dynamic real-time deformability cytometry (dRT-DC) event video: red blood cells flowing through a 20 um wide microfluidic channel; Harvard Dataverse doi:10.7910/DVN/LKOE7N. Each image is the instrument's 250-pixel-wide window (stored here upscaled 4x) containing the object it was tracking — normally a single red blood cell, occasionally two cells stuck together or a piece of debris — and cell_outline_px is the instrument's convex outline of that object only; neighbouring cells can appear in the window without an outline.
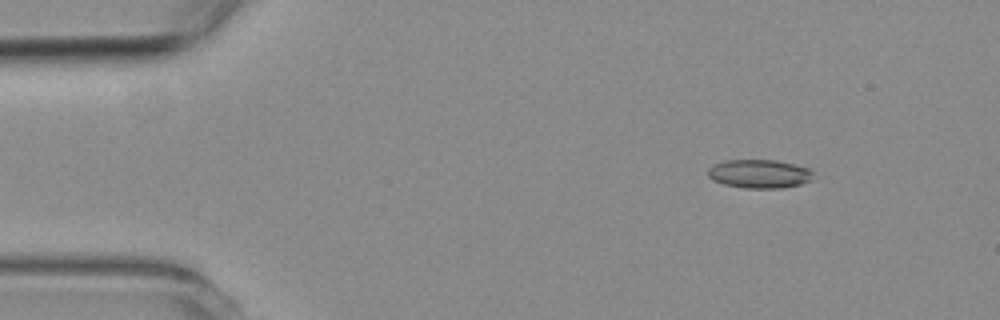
{"species": "common noctule bat (a hibernating species)", "species_latin": "Nyctalus noctula", "temperature_condition": "room temperature", "stored_images_in_passage": 4, "camera_frame_rate_fps": 3000, "um_per_image_px": 0.085, "animal": {"sex": "female", "body_mass_g": 19.3, "forearm_length_mm": 54.1}, "frame": {"image": 1, "passage_image": 2, "time_ms": 1.333, "image_size_px": [1000, 320], "cell_outline_px": [[816, 180], [784, 188], [748, 188], [724, 184], [712, 180], [708, 176], [708, 168], [724, 160], [776, 160], [808, 168], [812, 172]], "centroid_in_image_um": [64.58, 14.78], "position_along_channel_um": 20.4, "area_um2": 17.63}}
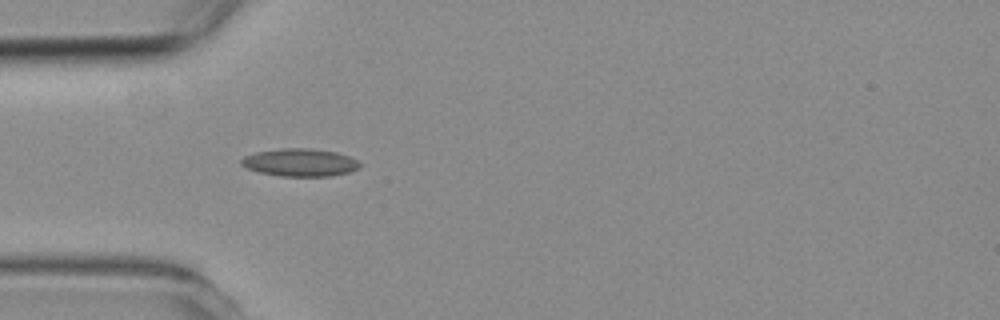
{"frame": {"image": 2, "passage_image": 4, "time_ms": 4.333, "image_size_px": [1000, 320], "cell_outline_px": [[360, 168], [352, 172], [332, 176], [280, 176], [260, 172], [248, 168], [240, 164], [240, 160], [244, 156], [256, 152], [280, 148], [312, 148], [336, 152], [348, 156], [356, 160], [360, 164]], "centroid_in_image_um": [25.52, 13.81], "position_along_channel_um": 59.5, "area_um2": 19.25}}